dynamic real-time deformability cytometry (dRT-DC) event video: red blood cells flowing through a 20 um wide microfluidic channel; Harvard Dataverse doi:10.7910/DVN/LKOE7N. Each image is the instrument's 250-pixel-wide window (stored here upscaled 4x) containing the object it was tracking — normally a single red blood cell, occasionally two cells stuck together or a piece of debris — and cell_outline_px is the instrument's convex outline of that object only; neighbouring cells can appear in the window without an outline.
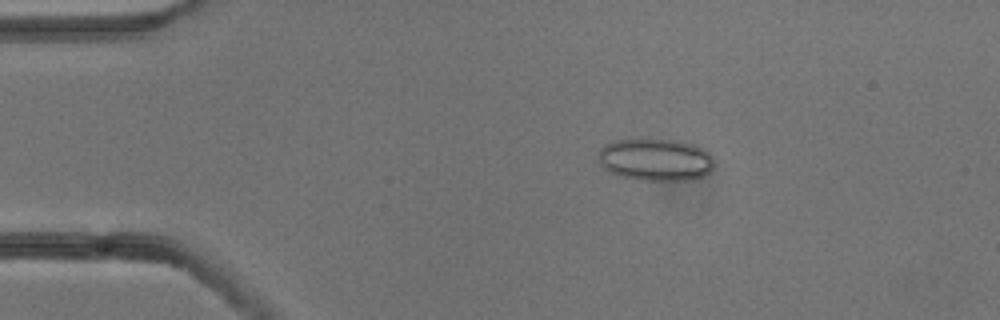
{"species": "common noctule bat (a hibernating species)", "species_latin": "Nyctalus noctula", "temperature_condition": "cold", "stored_images_in_passage": 9, "camera_frame_rate_fps": 3000, "um_per_image_px": 0.085, "animal": {"sex": "male", "body_mass_g": 13.3}, "frame": {"image": 1, "passage_image": 2, "time_ms": 0.333, "image_size_px": [1000, 320], "cell_outline_px": [[712, 168], [704, 176], [692, 180], [644, 180], [620, 176], [604, 168], [600, 164], [600, 148], [616, 140], [680, 140], [692, 144], [708, 152], [712, 160]], "centroid_in_image_um": [55.74, 13.58], "position_along_channel_um": 29.3, "area_um2": 28.03}}
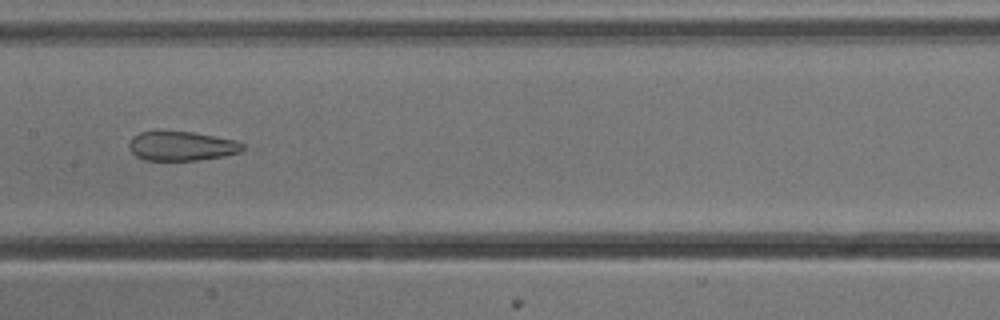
{"frame": {"image": 2, "passage_image": 7, "time_ms": 2.0, "image_size_px": [1000, 320], "cell_outline_px": [[244, 148], [240, 152], [224, 156], [196, 160], [144, 160], [136, 156], [128, 148], [128, 144], [132, 136], [140, 132], [192, 132], [236, 140], [244, 144]], "centroid_in_image_um": [15.43, 12.42], "position_along_channel_um": 192.0, "area_um2": 19.31}}
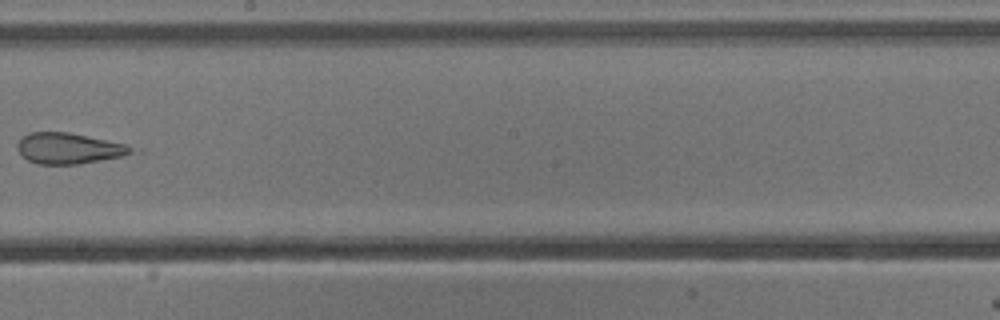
{"frame": {"image": 3, "passage_image": 8, "time_ms": 2.333, "image_size_px": [1000, 320], "cell_outline_px": [[132, 152], [124, 156], [80, 164], [40, 164], [28, 160], [16, 148], [16, 144], [24, 136], [32, 132], [68, 132], [124, 144], [132, 148]], "centroid_in_image_um": [5.82, 12.62], "position_along_channel_um": 242.4, "area_um2": 20.11}}